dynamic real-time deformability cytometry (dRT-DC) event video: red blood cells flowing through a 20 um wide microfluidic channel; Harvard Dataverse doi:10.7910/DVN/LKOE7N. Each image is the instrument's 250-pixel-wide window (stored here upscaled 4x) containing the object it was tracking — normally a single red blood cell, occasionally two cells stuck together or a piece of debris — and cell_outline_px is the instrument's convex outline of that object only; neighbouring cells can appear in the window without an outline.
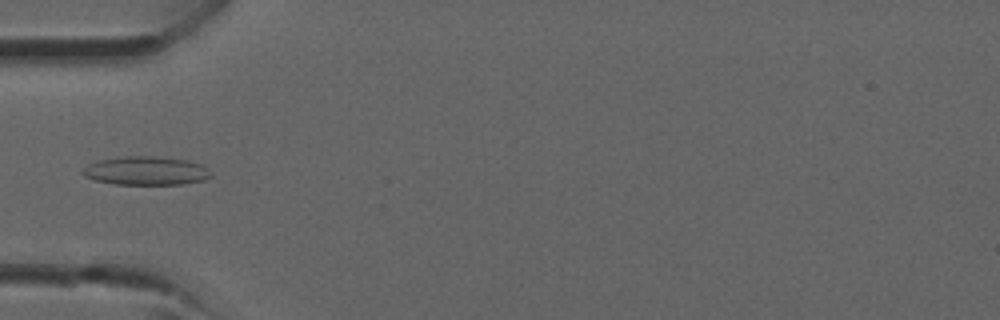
{"species": "common noctule bat (a hibernating species)", "species_latin": "Nyctalus noctula", "temperature_condition": "room temperature", "stored_images_in_passage": 36, "camera_frame_rate_fps": 3000, "um_per_image_px": 0.085, "animal": {"sex": "male", "forearm_length_mm": 52.5}, "frame": {"image": 1, "passage_image": 11, "time_ms": 3.333, "image_size_px": [1000, 320], "cell_outline_px": [[212, 176], [204, 180], [184, 184], [112, 184], [96, 180], [84, 176], [80, 172], [88, 164], [100, 160], [124, 156], [152, 156], [188, 160], [204, 164], [212, 172]], "centroid_in_image_um": [12.46, 14.51], "position_along_channel_um": 72.5, "area_um2": 21.56}}
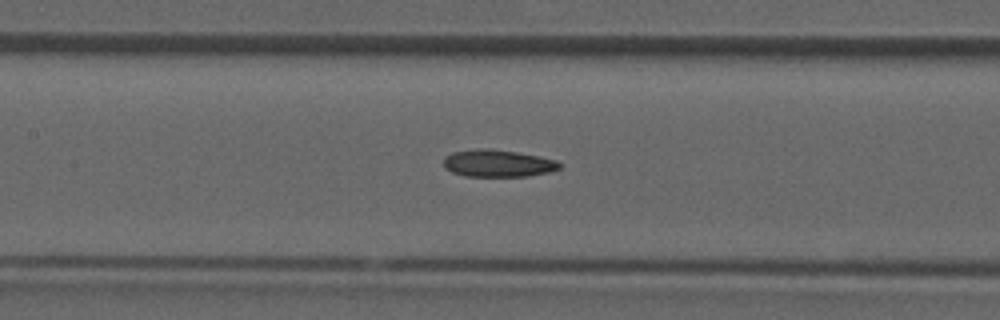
{"frame": {"image": 2, "passage_image": 16, "time_ms": 5.0, "image_size_px": [1000, 320], "cell_outline_px": [[564, 164], [560, 168], [548, 172], [528, 176], [464, 176], [452, 172], [444, 168], [444, 156], [452, 152], [480, 148], [484, 148], [516, 152], [556, 160]], "centroid_in_image_um": [42.3, 13.89], "position_along_channel_um": 165.1, "area_um2": 18.32}}